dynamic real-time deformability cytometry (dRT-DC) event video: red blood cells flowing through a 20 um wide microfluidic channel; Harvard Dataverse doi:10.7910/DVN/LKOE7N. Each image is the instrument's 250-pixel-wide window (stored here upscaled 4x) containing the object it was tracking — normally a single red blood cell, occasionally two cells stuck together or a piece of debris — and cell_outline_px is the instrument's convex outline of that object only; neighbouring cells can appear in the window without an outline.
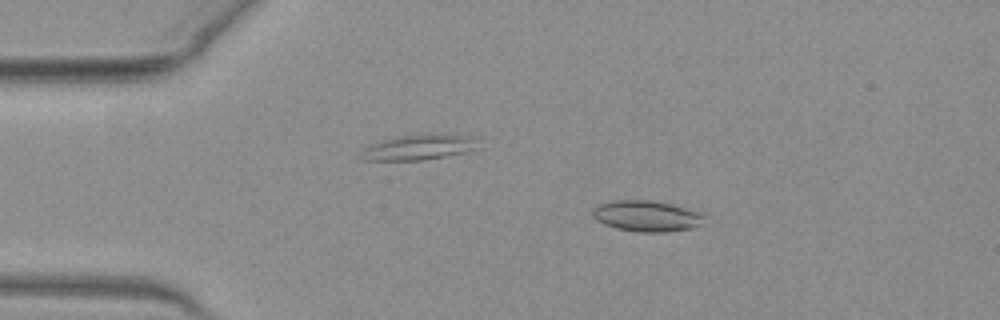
{"species": "common noctule bat (a hibernating species)", "species_latin": "Nyctalus noctula", "temperature_condition": "warm", "stored_images_in_passage": 52, "camera_frame_rate_fps": 3000, "um_per_image_px": 0.085, "animal": {"sex": "female", "body_mass_g": 19.3, "forearm_length_mm": 54.1}, "frame": {"image": 1, "passage_image": 10, "time_ms": 3.0, "image_size_px": [1000, 320], "cell_outline_px": [[704, 216], [692, 228], [664, 232], [640, 232], [616, 228], [604, 224], [596, 220], [592, 216], [592, 208], [600, 204], [612, 200], [652, 200], [672, 204], [700, 212]], "centroid_in_image_um": [54.88, 18.35], "position_along_channel_um": 30.1, "area_um2": 19.94}}
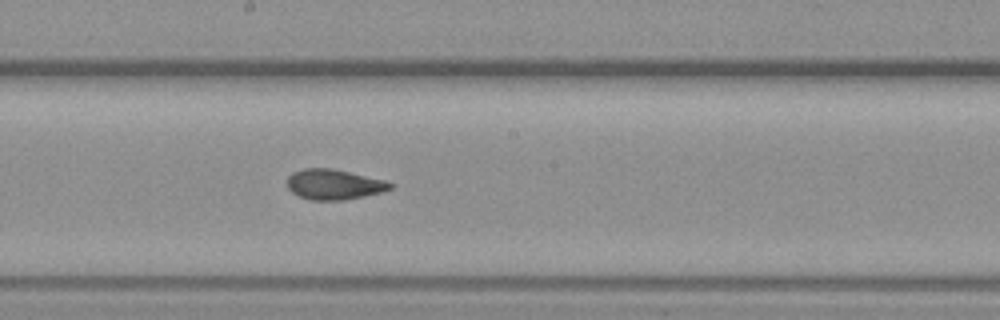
{"frame": {"image": 2, "passage_image": 28, "time_ms": 9.0, "image_size_px": [1000, 320], "cell_outline_px": [[396, 184], [392, 188], [380, 192], [364, 196], [344, 200], [312, 200], [300, 196], [292, 192], [288, 188], [288, 176], [292, 172], [304, 168], [332, 168], [384, 180]], "centroid_in_image_um": [28.39, 15.67], "position_along_channel_um": 219.8, "area_um2": 18.09}}
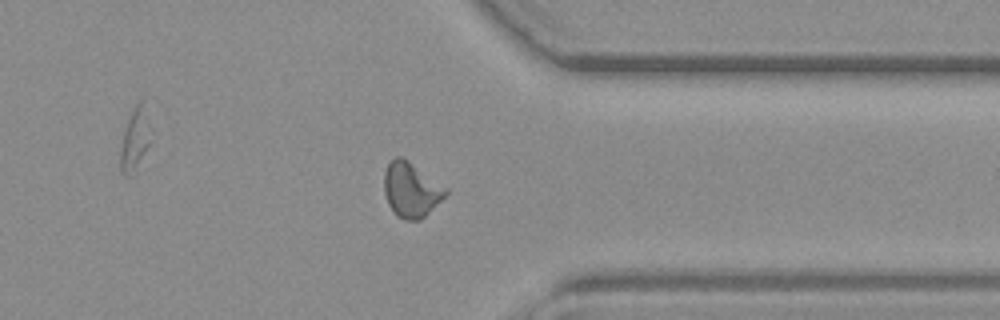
{"frame": {"image": 3, "passage_image": 40, "time_ms": 13.0, "image_size_px": [1000, 320], "cell_outline_px": [[448, 192], [420, 220], [404, 220], [396, 216], [388, 204], [384, 192], [384, 172], [388, 164], [396, 156], [400, 156], [408, 160], [448, 188]], "centroid_in_image_um": [34.92, 16.12], "position_along_channel_um": 376.5, "area_um2": 19.54}, "authors_computed_cell_mechanics": {"area_um2": 19.0162, "velocity_mm_per_s": 4.0592, "shape_relaxation_time_tau1_ms": null, "shape_relaxation_time_tau2_ms": 1.5028, "deformation_change_tau1": null, "deformation_change_tau2": 0.0622}}